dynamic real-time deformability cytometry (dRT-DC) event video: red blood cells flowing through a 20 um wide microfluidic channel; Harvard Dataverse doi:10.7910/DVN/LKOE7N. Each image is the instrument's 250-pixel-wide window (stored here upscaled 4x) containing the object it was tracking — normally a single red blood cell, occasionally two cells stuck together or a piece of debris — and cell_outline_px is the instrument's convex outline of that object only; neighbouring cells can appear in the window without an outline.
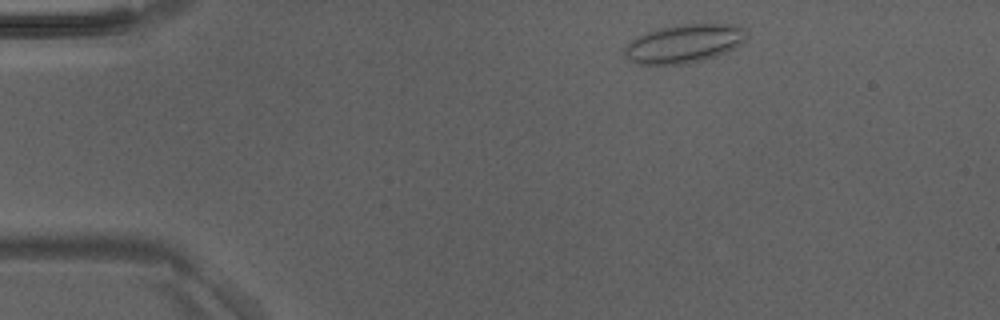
{"species": "Egyptian fruit bat (a non-hibernating species)", "species_latin": "Rousettus aegyptiacus", "temperature_condition": "room temperature", "stored_images_in_passage": 18, "camera_frame_rate_fps": 3000, "um_per_image_px": 0.085, "animal": {"sex": "male"}, "frame": {"image": 1, "passage_image": 3, "time_ms": 0.667, "image_size_px": [1000, 320], "cell_outline_px": [[744, 40], [740, 44], [728, 52], [716, 56], [688, 64], [636, 64], [628, 60], [624, 56], [624, 48], [636, 36], [660, 28], [676, 24], [736, 24], [744, 28]], "centroid_in_image_um": [58.12, 3.71], "position_along_channel_um": 26.9, "area_um2": 27.4}}
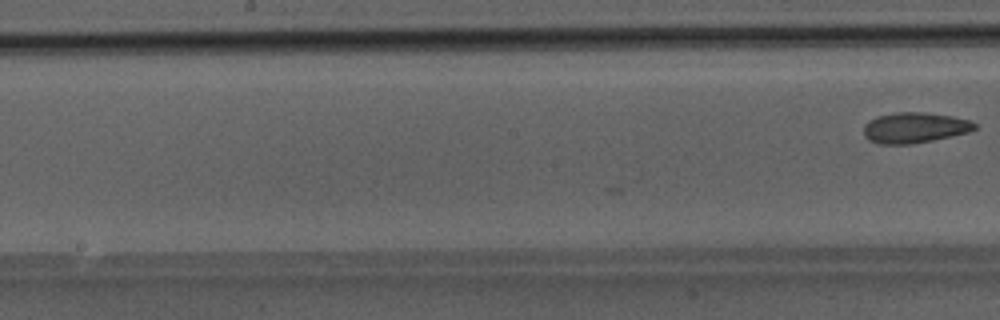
{"frame": {"image": 2, "passage_image": 18, "time_ms": 5.667, "image_size_px": [1000, 320], "cell_outline_px": [[976, 128], [968, 132], [952, 136], [912, 144], [876, 144], [868, 140], [864, 136], [864, 124], [876, 116], [896, 112], [924, 112], [952, 116], [968, 120], [976, 124]], "centroid_in_image_um": [77.7, 10.86], "position_along_channel_um": 170.5, "area_um2": 19.83}}